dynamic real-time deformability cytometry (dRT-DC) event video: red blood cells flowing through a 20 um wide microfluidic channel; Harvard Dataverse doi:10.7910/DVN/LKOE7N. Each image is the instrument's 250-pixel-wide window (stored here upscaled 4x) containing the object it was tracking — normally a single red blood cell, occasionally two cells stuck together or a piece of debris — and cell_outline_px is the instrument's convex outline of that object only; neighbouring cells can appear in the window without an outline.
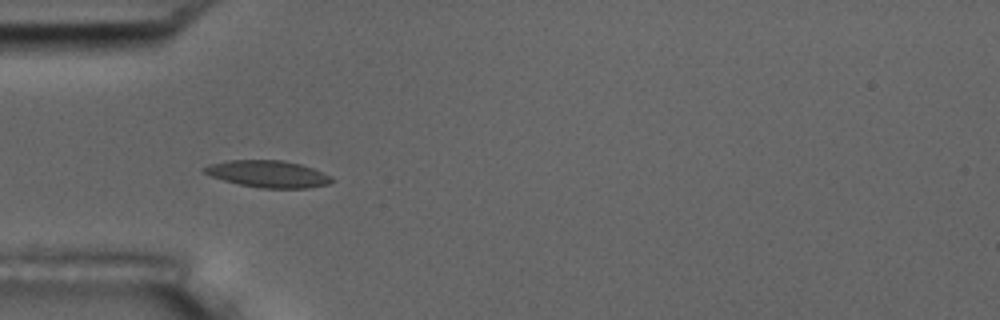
{"species": "common noctule bat (a hibernating species)", "species_latin": "Nyctalus noctula", "temperature_condition": "room temperature", "stored_images_in_passage": 8, "camera_frame_rate_fps": 3000, "um_per_image_px": 0.085, "animal": {"sex": "male", "body_mass_g": 17.5, "forearm_length_mm": 52.3}, "frame": {"image": 1, "passage_image": 5, "time_ms": 5.667, "image_size_px": [1000, 320], "cell_outline_px": [[336, 180], [328, 184], [308, 188], [260, 188], [240, 184], [224, 180], [212, 176], [204, 172], [200, 168], [208, 164], [228, 160], [284, 160], [300, 164], [312, 168], [332, 176]], "centroid_in_image_um": [22.79, 14.78], "position_along_channel_um": 62.2, "area_um2": 20.06}}
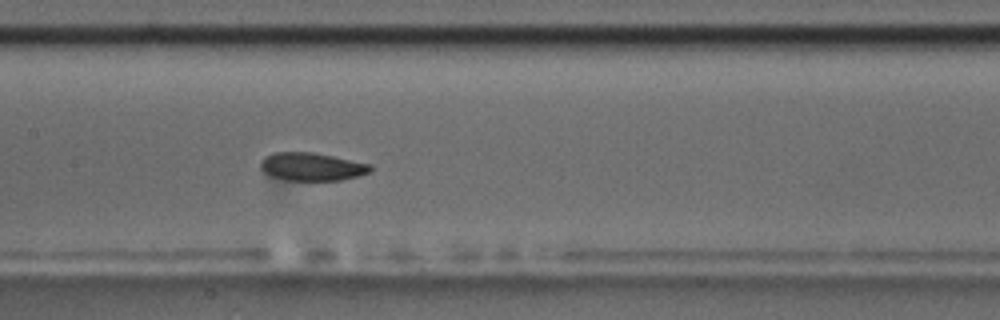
{"frame": {"image": 2, "passage_image": 8, "time_ms": 9.0, "image_size_px": [1000, 320], "cell_outline_px": [[372, 172], [340, 180], [288, 180], [268, 176], [260, 168], [260, 160], [264, 156], [272, 152], [312, 152], [372, 164]], "centroid_in_image_um": [26.46, 14.16], "position_along_channel_um": 180.9, "area_um2": 18.09}}